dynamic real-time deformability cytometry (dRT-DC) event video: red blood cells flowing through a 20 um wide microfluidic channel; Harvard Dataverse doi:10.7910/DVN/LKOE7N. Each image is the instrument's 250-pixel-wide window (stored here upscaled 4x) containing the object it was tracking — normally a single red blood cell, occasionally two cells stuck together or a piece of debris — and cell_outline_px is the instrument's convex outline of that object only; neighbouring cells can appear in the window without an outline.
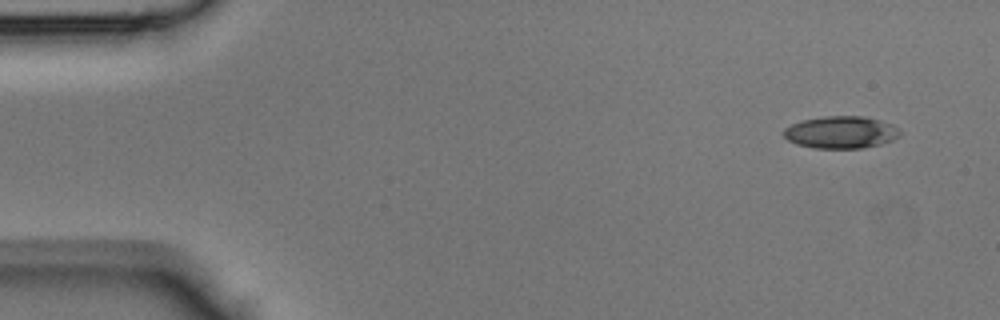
{"species": "Egyptian fruit bat (a non-hibernating species)", "species_latin": "Rousettus aegyptiacus", "temperature_condition": "room temperature", "stored_images_in_passage": 40, "camera_frame_rate_fps": 3000, "um_per_image_px": 0.085, "animal": {"sex": "male"}, "frame": {"image": 1, "passage_image": 1, "time_ms": 0.0, "image_size_px": [1000, 320], "cell_outline_px": [[900, 136], [892, 140], [880, 144], [864, 148], [812, 148], [796, 144], [788, 140], [784, 136], [784, 128], [800, 120], [824, 116], [864, 116], [880, 120], [892, 124], [900, 132]], "centroid_in_image_um": [71.46, 11.24], "position_along_channel_um": 13.5, "area_um2": 21.91}}
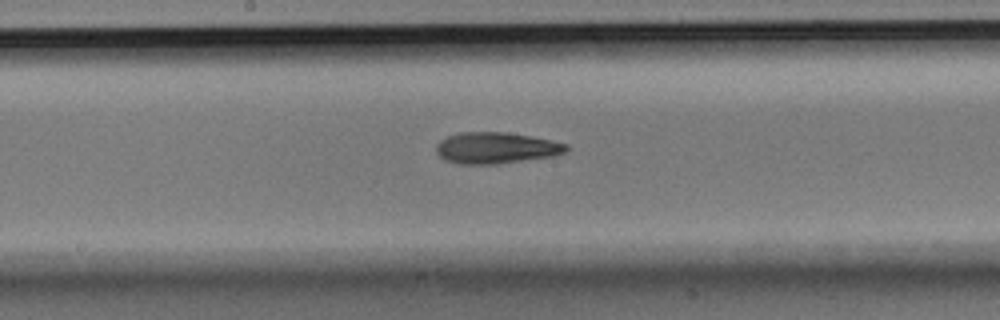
{"frame": {"image": 2, "passage_image": 21, "time_ms": 6.667, "image_size_px": [1000, 320], "cell_outline_px": [[568, 148], [564, 152], [552, 156], [496, 164], [460, 164], [444, 160], [436, 152], [436, 144], [440, 140], [448, 136], [460, 132], [504, 132], [532, 136], [568, 144]], "centroid_in_image_um": [42.13, 12.57], "position_along_channel_um": 206.1, "area_um2": 23.64}}
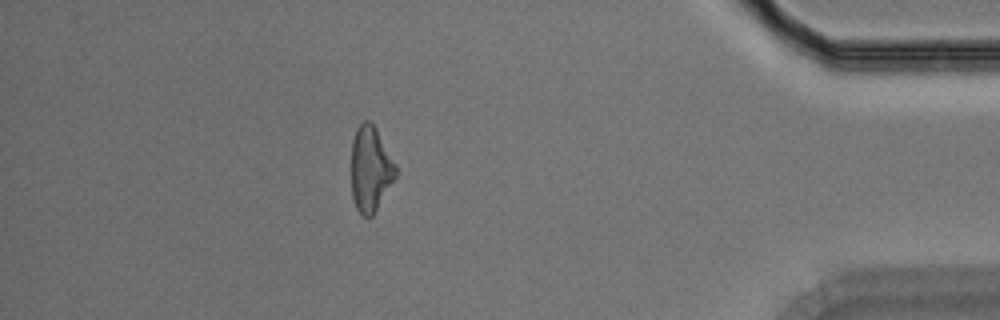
{"frame": {"image": 3, "passage_image": 37, "time_ms": 12.0, "image_size_px": [1000, 320], "cell_outline_px": [[396, 176], [372, 216], [364, 216], [356, 208], [352, 196], [352, 140], [356, 128], [364, 120], [368, 120], [376, 128], [396, 164]], "centroid_in_image_um": [31.48, 14.33], "position_along_channel_um": 403.7, "area_um2": 21.79}}